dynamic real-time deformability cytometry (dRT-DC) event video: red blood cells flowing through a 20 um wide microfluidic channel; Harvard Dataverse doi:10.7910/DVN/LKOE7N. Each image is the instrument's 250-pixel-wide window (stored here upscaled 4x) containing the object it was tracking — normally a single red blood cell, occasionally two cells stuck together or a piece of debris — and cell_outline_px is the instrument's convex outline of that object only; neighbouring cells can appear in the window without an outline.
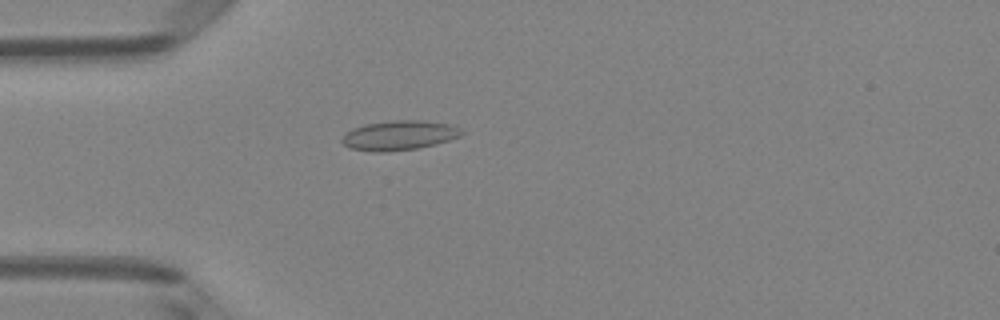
{"species": "Egyptian fruit bat (a non-hibernating species)", "species_latin": "Rousettus aegyptiacus", "temperature_condition": "room temperature", "stored_images_in_passage": 1, "camera_frame_rate_fps": 3000, "um_per_image_px": 0.085, "animal": {"sex": "female"}, "frame": {"image": 1, "passage_image": 1, "time_ms": 0.0, "image_size_px": [1000, 320], "cell_outline_px": [[464, 132], [460, 136], [436, 144], [416, 148], [388, 152], [376, 152], [348, 148], [340, 140], [352, 128], [364, 124], [392, 120], [424, 120], [452, 124], [460, 128]], "centroid_in_image_um": [33.94, 11.5], "position_along_channel_um": 51.1, "area_um2": 20.75}}